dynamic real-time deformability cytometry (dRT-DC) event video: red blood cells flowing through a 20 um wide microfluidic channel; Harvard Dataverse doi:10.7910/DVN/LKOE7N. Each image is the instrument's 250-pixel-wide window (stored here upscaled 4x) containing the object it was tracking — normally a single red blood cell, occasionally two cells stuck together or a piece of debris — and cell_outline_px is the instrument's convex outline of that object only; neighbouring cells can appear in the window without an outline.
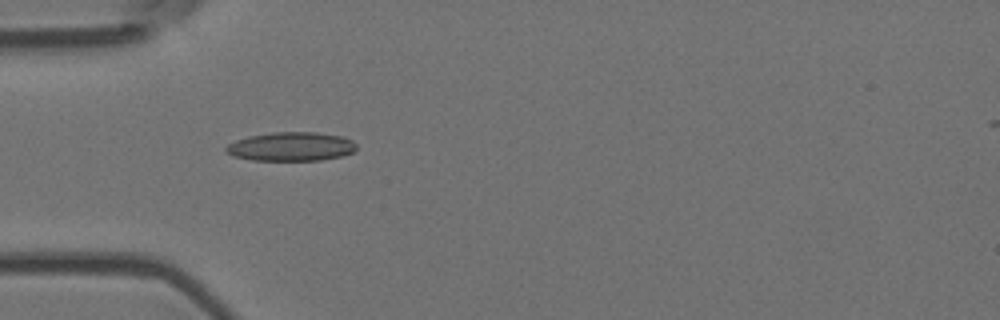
{"species": "Egyptian fruit bat (a non-hibernating species)", "species_latin": "Rousettus aegyptiacus", "temperature_condition": "room temperature", "stored_images_in_passage": 2, "camera_frame_rate_fps": 3000, "um_per_image_px": 0.085, "animal": {"sex": "female"}, "frame": {"image": 1, "passage_image": 1, "time_ms": 0.0, "image_size_px": [1000, 320], "cell_outline_px": [[356, 148], [352, 152], [344, 156], [320, 160], [252, 160], [232, 156], [224, 148], [228, 144], [236, 140], [248, 136], [272, 132], [316, 132], [344, 136], [352, 140], [356, 144]], "centroid_in_image_um": [24.76, 12.45], "position_along_channel_um": 60.2, "area_um2": 22.08}}
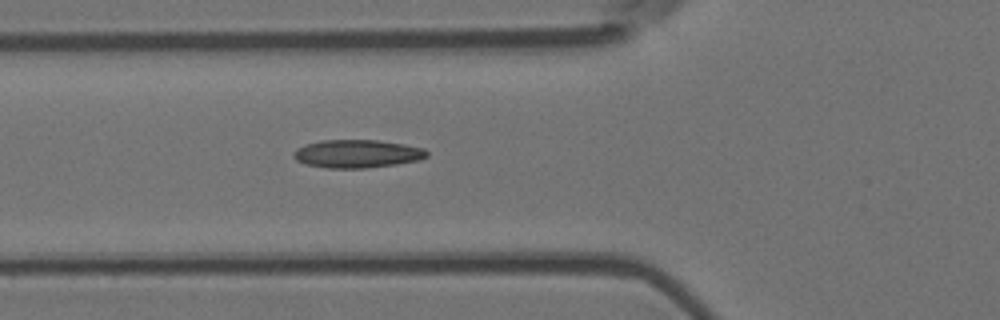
{"frame": {"image": 2, "passage_image": 2, "time_ms": 0.333, "image_size_px": [1000, 320], "cell_outline_px": [[428, 156], [420, 160], [396, 164], [368, 168], [328, 168], [304, 164], [296, 160], [292, 156], [292, 152], [296, 148], [304, 144], [320, 140], [380, 140], [404, 144], [424, 148], [428, 152]], "centroid_in_image_um": [30.33, 13.06], "position_along_channel_um": 95.5, "area_um2": 22.14}}